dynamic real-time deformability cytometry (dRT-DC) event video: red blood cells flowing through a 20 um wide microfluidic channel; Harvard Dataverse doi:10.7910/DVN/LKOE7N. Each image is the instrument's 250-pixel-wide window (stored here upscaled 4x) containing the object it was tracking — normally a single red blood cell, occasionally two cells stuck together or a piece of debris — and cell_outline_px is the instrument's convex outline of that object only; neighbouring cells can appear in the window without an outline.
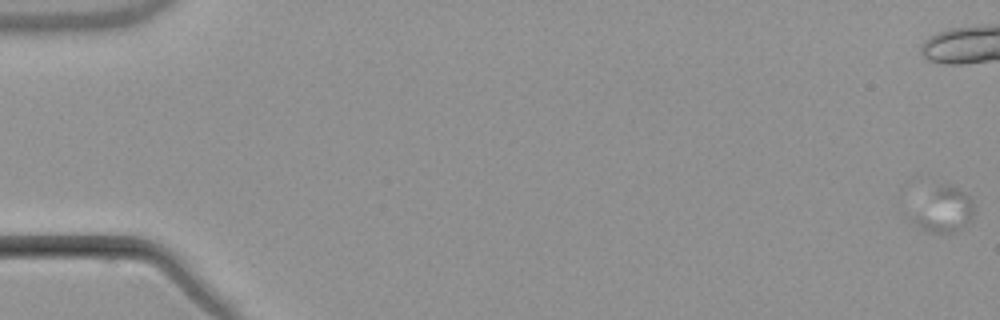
{"species": "common noctule bat (a hibernating species)", "species_latin": "Nyctalus noctula", "temperature_condition": "warm", "stored_images_in_passage": 9, "camera_frame_rate_fps": 3000, "um_per_image_px": 0.085, "animal": {"sex": "male", "body_mass_g": 21.5, "forearm_length_mm": 52.0}, "frame": {"image": 1, "passage_image": 1, "time_ms": 0.0, "image_size_px": [1000, 320], "cell_outline_px": [[972, 216], [956, 232], [932, 232], [920, 228], [916, 224], [916, 216], [936, 192], [940, 188], [956, 188], [964, 192], [972, 200]], "centroid_in_image_um": [80.37, 17.97], "position_along_channel_um": 4.6, "area_um2": 13.58}}
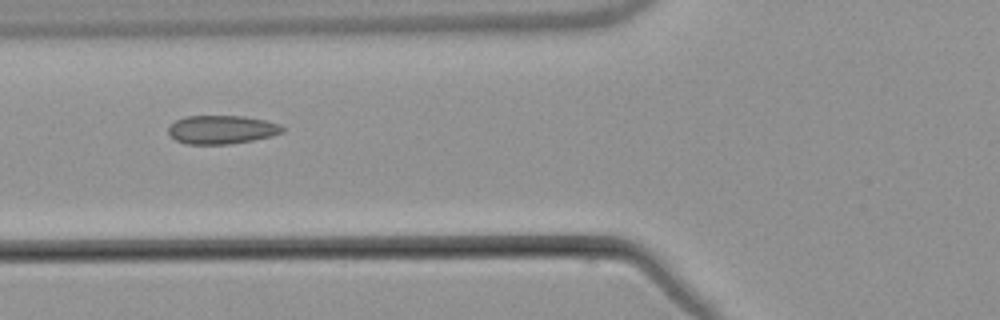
{"frame": {"image": 2, "passage_image": 8, "time_ms": 8.667, "image_size_px": [1000, 320], "cell_outline_px": [[284, 132], [272, 136], [252, 140], [228, 144], [188, 144], [176, 140], [168, 132], [168, 128], [176, 120], [188, 116], [244, 116], [264, 120], [280, 124], [284, 128]], "centroid_in_image_um": [18.87, 11.01], "position_along_channel_um": 106.9, "area_um2": 18.84}}
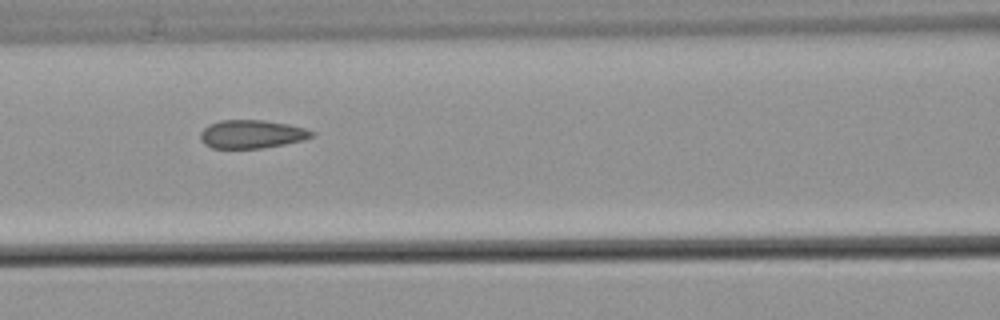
{"frame": {"image": 3, "passage_image": 9, "time_ms": 9.667, "image_size_px": [1000, 320], "cell_outline_px": [[316, 132], [312, 136], [304, 140], [284, 144], [260, 148], [212, 148], [204, 144], [200, 140], [200, 132], [208, 124], [220, 120], [264, 120], [288, 124], [304, 128]], "centroid_in_image_um": [21.37, 11.4], "position_along_channel_um": 145.2, "area_um2": 18.44}}